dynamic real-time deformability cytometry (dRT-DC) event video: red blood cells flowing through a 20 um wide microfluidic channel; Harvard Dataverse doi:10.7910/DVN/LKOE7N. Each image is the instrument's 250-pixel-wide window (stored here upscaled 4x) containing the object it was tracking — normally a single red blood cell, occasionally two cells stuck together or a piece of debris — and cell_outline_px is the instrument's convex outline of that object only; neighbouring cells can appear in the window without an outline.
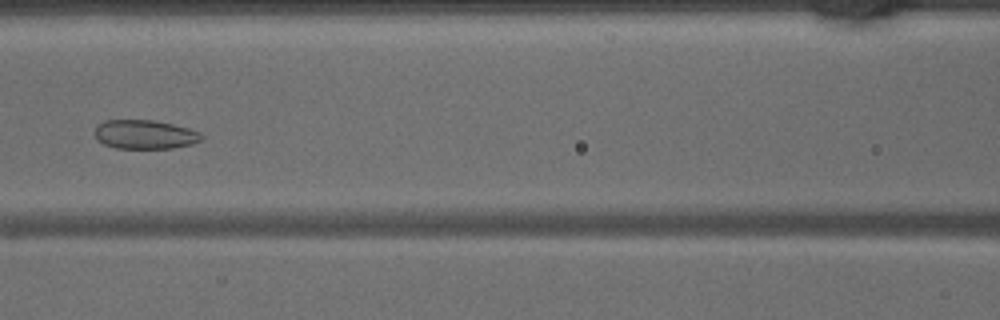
{"species": "common noctule bat (a hibernating species)", "species_latin": "Nyctalus noctula", "temperature_condition": "warm", "stored_images_in_passage": 32, "camera_frame_rate_fps": 3000, "um_per_image_px": 0.085, "animal": {"sex": "male", "body_mass_g": 15.6}, "frame": {"image": 1, "passage_image": 7, "time_ms": 2.0, "image_size_px": [1000, 320], "cell_outline_px": [[204, 136], [200, 140], [192, 144], [172, 148], [116, 148], [104, 144], [96, 140], [92, 132], [104, 120], [152, 120], [172, 124], [188, 128], [200, 132]], "centroid_in_image_um": [12.28, 11.43], "position_along_channel_um": 154.3, "area_um2": 18.09}}
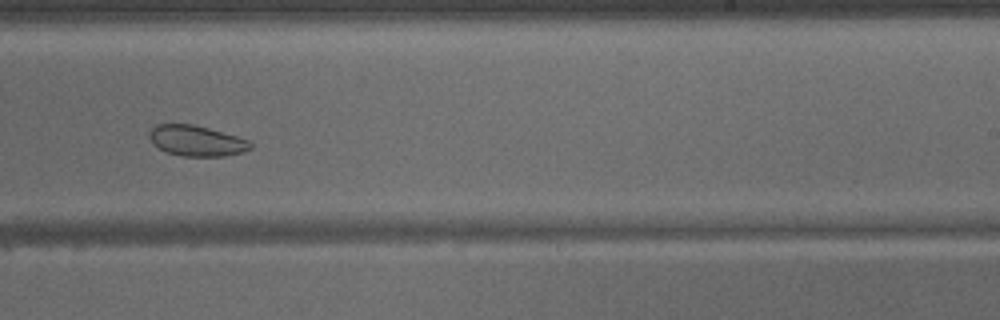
{"frame": {"image": 2, "passage_image": 15, "time_ms": 4.667, "image_size_px": [1000, 320], "cell_outline_px": [[252, 148], [240, 152], [224, 156], [180, 156], [168, 152], [152, 144], [148, 136], [148, 132], [156, 124], [192, 124], [208, 128], [236, 136], [248, 140], [252, 144]], "centroid_in_image_um": [16.66, 11.96], "position_along_channel_um": 272.3, "area_um2": 17.92}}
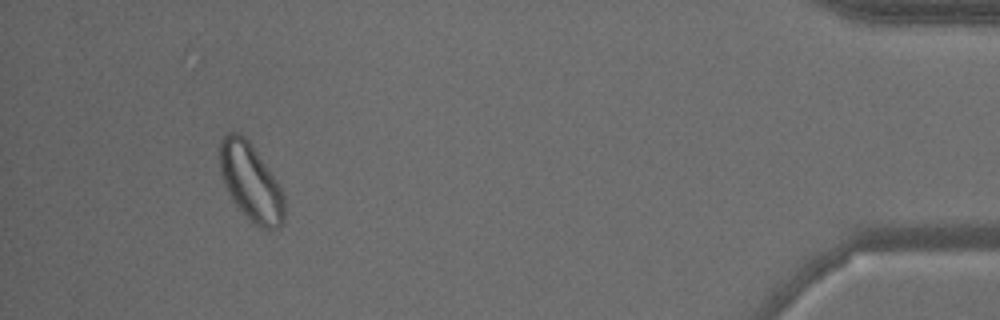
{"frame": {"image": 3, "passage_image": 29, "time_ms": 9.333, "image_size_px": [1000, 320], "cell_outline_px": [[284, 220], [276, 228], [268, 232], [260, 228], [236, 204], [228, 192], [220, 168], [220, 140], [228, 132], [240, 132], [248, 140], [268, 168], [276, 180], [284, 196]], "centroid_in_image_um": [21.33, 15.48], "position_along_channel_um": 413.9, "area_um2": 28.5}}